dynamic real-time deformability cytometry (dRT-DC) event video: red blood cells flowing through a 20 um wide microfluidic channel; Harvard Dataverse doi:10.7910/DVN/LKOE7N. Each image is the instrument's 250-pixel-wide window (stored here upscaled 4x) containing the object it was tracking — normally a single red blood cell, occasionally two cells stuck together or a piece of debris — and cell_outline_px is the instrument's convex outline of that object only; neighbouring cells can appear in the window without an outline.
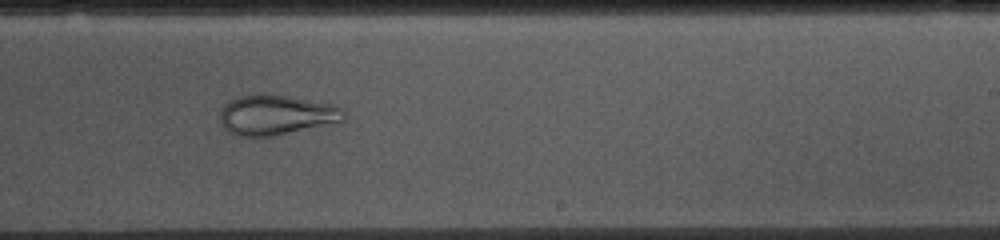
{"species": "common noctule bat (a hibernating species)", "species_latin": "Nyctalus noctula", "temperature_condition": "cold", "stored_images_in_passage": 53, "camera_frame_rate_fps": 3000, "um_per_image_px": 0.085, "animal": {"sex": "female", "body_mass_g": 10.0, "forearm_length_mm": 53.1}, "frame": {"image": 1, "passage_image": 31, "time_ms": 10.0, "image_size_px": [1000, 240], "cell_outline_px": [[344, 120], [272, 136], [236, 136], [228, 132], [224, 128], [220, 120], [220, 112], [224, 104], [228, 100], [240, 96], [260, 92], [288, 96], [336, 104], [344, 108]], "centroid_in_image_um": [23.44, 9.74], "position_along_channel_um": 265.6, "area_um2": 29.07}}
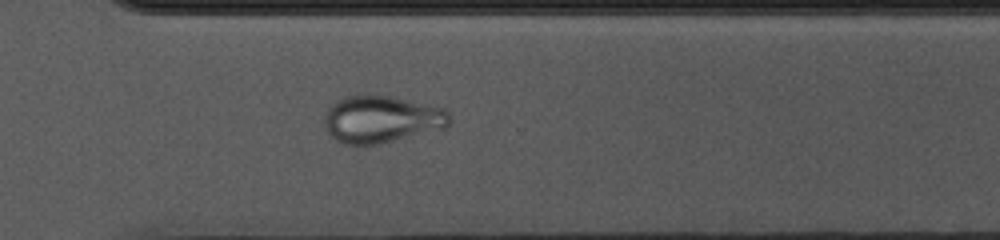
{"frame": {"image": 2, "passage_image": 37, "time_ms": 12.0, "image_size_px": [1000, 240], "cell_outline_px": [[452, 120], [448, 128], [376, 144], [344, 144], [336, 140], [328, 132], [324, 120], [324, 116], [328, 108], [336, 100], [344, 96], [368, 92], [436, 104], [444, 108], [448, 112]], "centroid_in_image_um": [32.48, 10.08], "position_along_channel_um": 338.1, "area_um2": 35.32}}
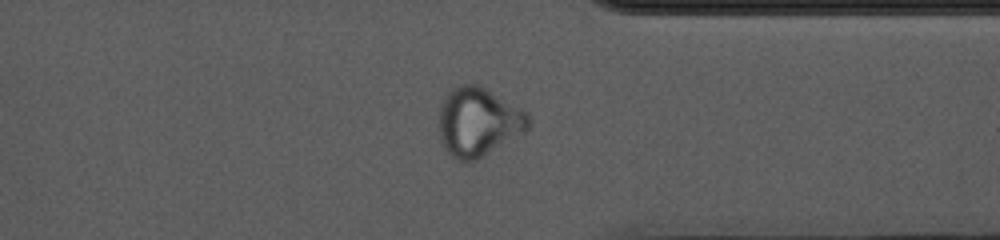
{"frame": {"image": 3, "passage_image": 40, "time_ms": 13.0, "image_size_px": [1000, 240], "cell_outline_px": [[532, 124], [524, 132], [476, 160], [464, 164], [448, 156], [440, 140], [436, 124], [440, 104], [444, 96], [452, 88], [460, 84], [480, 84], [528, 112], [532, 120]], "centroid_in_image_um": [40.61, 10.37], "position_along_channel_um": 370.8, "area_um2": 36.99}}